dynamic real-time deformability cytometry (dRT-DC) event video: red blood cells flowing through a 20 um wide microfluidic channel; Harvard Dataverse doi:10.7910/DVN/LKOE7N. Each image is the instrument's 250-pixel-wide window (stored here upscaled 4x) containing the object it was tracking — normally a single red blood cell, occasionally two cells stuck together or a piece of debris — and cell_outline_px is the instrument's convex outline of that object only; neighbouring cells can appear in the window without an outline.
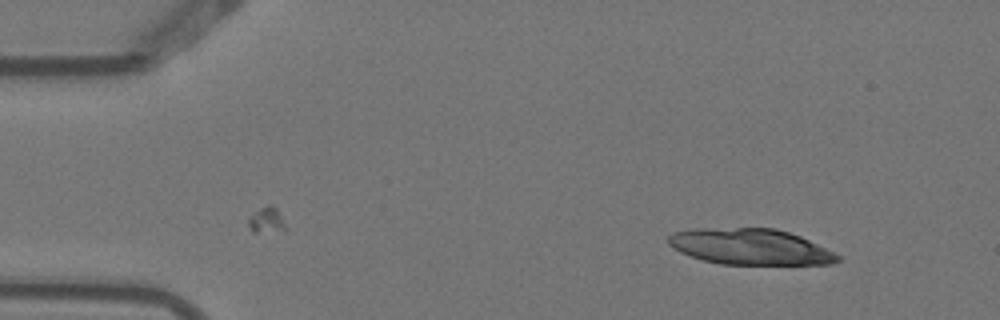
{"species": "Egyptian fruit bat (a non-hibernating species)", "species_latin": "Rousettus aegyptiacus", "temperature_condition": "warm", "stored_images_in_passage": 2, "camera_frame_rate_fps": 3000, "um_per_image_px": 0.085, "animal": {"sex": "female"}, "frame": {"image": 1, "passage_image": 2, "time_ms": 0.333, "image_size_px": [1000, 320], "cell_outline_px": [[840, 260], [832, 264], [720, 264], [704, 260], [680, 252], [668, 244], [668, 236], [672, 232], [696, 228], [776, 228], [800, 236], [840, 256]], "centroid_in_image_um": [63.73, 20.96], "position_along_channel_um": 21.3, "area_um2": 35.2}}